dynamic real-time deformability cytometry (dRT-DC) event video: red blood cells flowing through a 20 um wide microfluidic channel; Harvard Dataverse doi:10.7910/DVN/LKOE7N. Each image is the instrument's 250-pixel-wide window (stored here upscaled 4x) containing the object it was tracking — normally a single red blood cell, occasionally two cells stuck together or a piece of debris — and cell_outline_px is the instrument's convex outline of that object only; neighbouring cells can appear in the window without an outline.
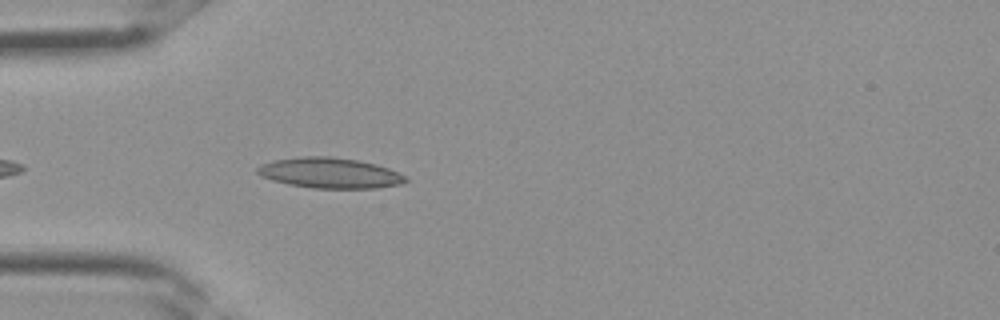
{"species": "Egyptian fruit bat (a non-hibernating species)", "species_latin": "Rousettus aegyptiacus", "temperature_condition": "room temperature", "stored_images_in_passage": 17, "camera_frame_rate_fps": 3000, "um_per_image_px": 0.085, "frame": {"image": 1, "passage_image": 2, "time_ms": 0.333, "image_size_px": [1000, 320], "cell_outline_px": [[408, 180], [400, 184], [376, 188], [312, 188], [288, 184], [272, 180], [260, 176], [256, 172], [256, 168], [260, 164], [272, 160], [300, 156], [328, 156], [356, 160], [376, 164], [388, 168], [404, 176]], "centroid_in_image_um": [27.96, 14.7], "position_along_channel_um": 57.0, "area_um2": 26.3}}
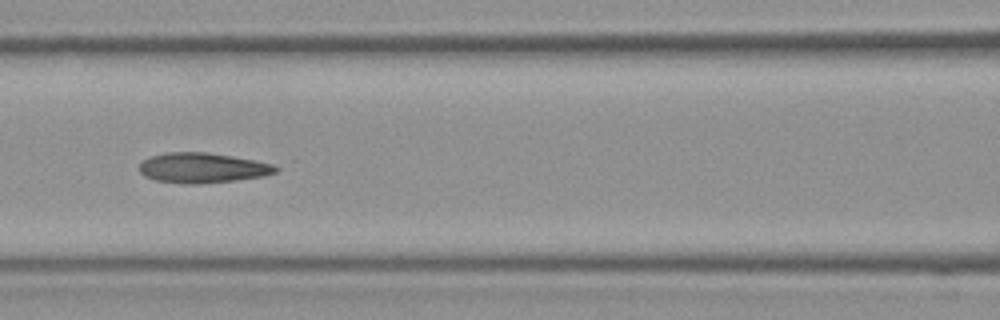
{"frame": {"image": 2, "passage_image": 7, "time_ms": 2.0, "image_size_px": [1000, 320], "cell_outline_px": [[296, 160], [276, 172], [264, 176], [236, 180], [200, 184], [184, 184], [156, 180], [144, 176], [140, 172], [140, 164], [148, 156], [164, 152], [204, 152]], "centroid_in_image_um": [17.67, 14.21], "position_along_channel_um": 148.9, "area_um2": 26.3}}
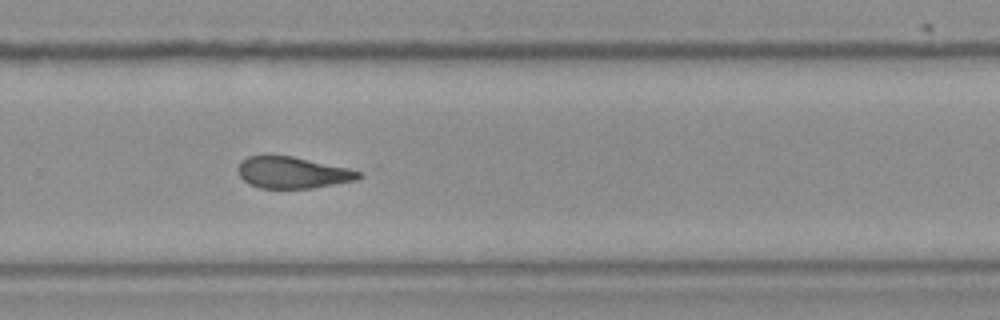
{"frame": {"image": 3, "passage_image": 15, "time_ms": 4.667, "image_size_px": [1000, 320], "cell_outline_px": [[380, 164], [364, 176], [356, 180], [312, 188], [260, 188], [248, 184], [240, 176], [240, 160], [248, 156], [292, 156]], "centroid_in_image_um": [25.49, 14.59], "position_along_channel_um": 304.3, "area_um2": 25.14}}